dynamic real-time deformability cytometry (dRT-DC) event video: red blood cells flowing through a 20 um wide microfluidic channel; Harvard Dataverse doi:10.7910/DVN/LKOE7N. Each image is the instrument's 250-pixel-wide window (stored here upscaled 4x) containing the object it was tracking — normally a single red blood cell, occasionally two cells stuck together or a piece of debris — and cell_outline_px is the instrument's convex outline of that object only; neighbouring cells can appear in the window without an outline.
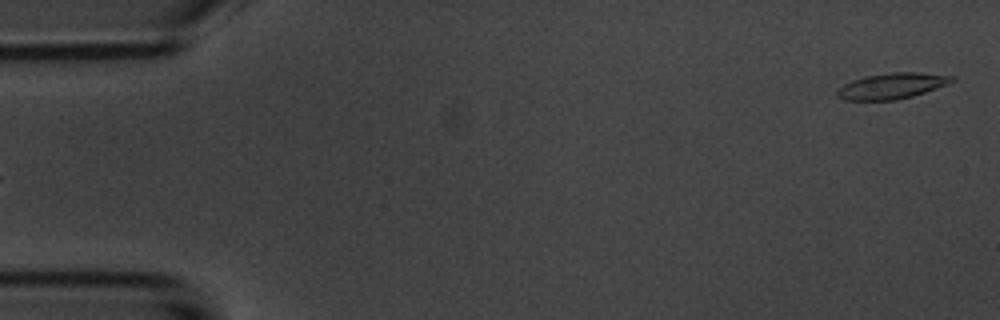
{"species": "common noctule bat (a hibernating species)", "species_latin": "Nyctalus noctula", "temperature_condition": "room temperature", "stored_images_in_passage": 54, "camera_frame_rate_fps": 3000, "um_per_image_px": 0.085, "animal": {"sex": "male", "body_mass_g": 20.1, "forearm_length_mm": 53.5}, "frame": {"image": 1, "passage_image": 2, "time_ms": 0.333, "image_size_px": [1000, 320], "cell_outline_px": [[956, 80], [924, 92], [912, 96], [896, 100], [844, 100], [836, 96], [836, 92], [844, 84], [852, 80], [864, 76], [892, 72], [920, 72], [956, 76]], "centroid_in_image_um": [75.8, 7.29], "position_along_channel_um": 9.2, "area_um2": 17.22}}
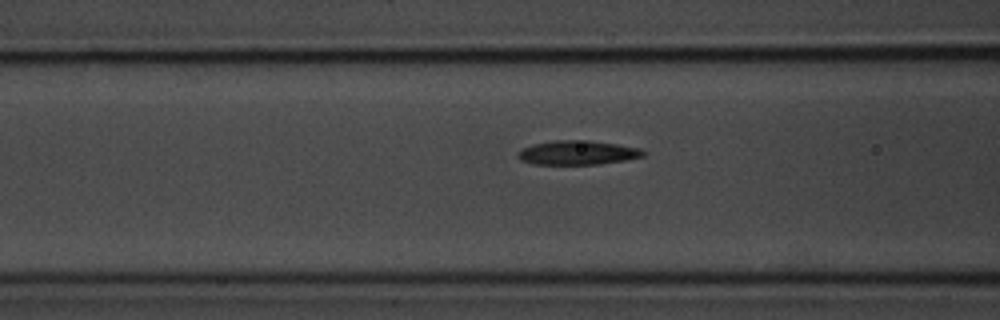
{"frame": {"image": 2, "passage_image": 21, "time_ms": 6.667, "image_size_px": [1000, 320], "cell_outline_px": [[644, 156], [624, 160], [600, 164], [532, 164], [520, 160], [516, 156], [516, 152], [520, 148], [532, 144], [556, 140], [588, 140], [616, 144], [640, 148], [644, 152]], "centroid_in_image_um": [49.01, 12.97], "position_along_channel_um": 117.6, "area_um2": 17.74}}
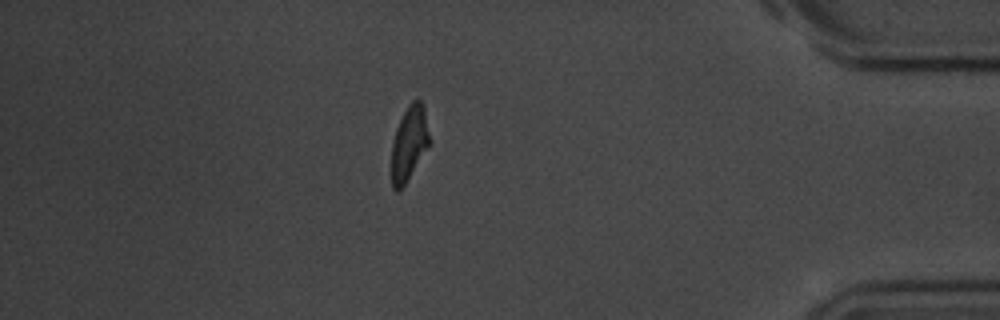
{"frame": {"image": 3, "passage_image": 47, "time_ms": 15.333, "image_size_px": [1000, 320], "cell_outline_px": [[432, 144], [404, 184], [396, 192], [392, 188], [392, 140], [396, 128], [408, 104], [416, 96], [420, 100], [424, 108], [432, 140]], "centroid_in_image_um": [34.82, 12.13], "position_along_channel_um": 400.4, "area_um2": 16.82}, "authors_computed_cell_mechanics": {"area_um2": 17.6579, "velocity_mm_per_s": 3.726, "shape_relaxation_time_tau1_ms": 3.4395, "shape_relaxation_time_tau2_ms": 3.3313, "deformation_change_tau1": 0.1287, "deformation_change_tau2": 0.1169}}